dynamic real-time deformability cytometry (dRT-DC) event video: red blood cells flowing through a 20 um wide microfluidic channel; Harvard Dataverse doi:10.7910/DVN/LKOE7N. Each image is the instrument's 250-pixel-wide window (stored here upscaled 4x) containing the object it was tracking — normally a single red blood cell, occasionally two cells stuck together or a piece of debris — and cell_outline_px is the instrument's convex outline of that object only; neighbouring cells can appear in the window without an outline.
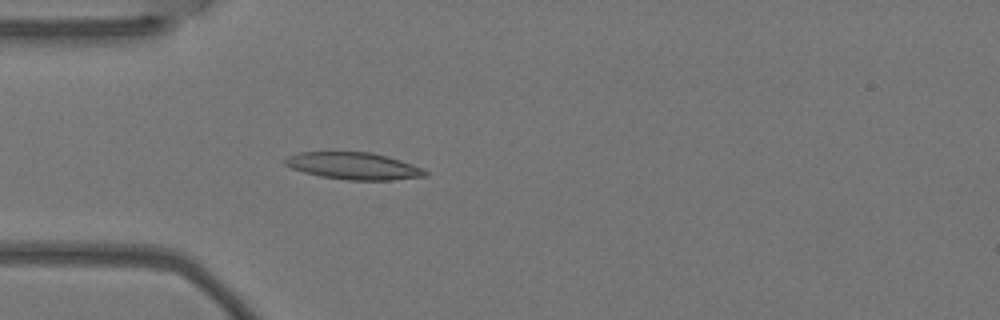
{"species": "Egyptian fruit bat (a non-hibernating species)", "species_latin": "Rousettus aegyptiacus", "temperature_condition": "warm", "stored_images_in_passage": 2, "camera_frame_rate_fps": 3000, "um_per_image_px": 0.085, "animal": {"sex": "female"}, "frame": {"image": 1, "passage_image": 2, "time_ms": 0.333, "image_size_px": [1000, 320], "cell_outline_px": [[428, 176], [392, 180], [348, 180], [320, 176], [304, 172], [292, 168], [284, 164], [284, 160], [288, 156], [300, 152], [372, 152], [388, 156], [424, 168], [428, 172]], "centroid_in_image_um": [30.1, 14.11], "position_along_channel_um": 54.9, "area_um2": 22.14}}